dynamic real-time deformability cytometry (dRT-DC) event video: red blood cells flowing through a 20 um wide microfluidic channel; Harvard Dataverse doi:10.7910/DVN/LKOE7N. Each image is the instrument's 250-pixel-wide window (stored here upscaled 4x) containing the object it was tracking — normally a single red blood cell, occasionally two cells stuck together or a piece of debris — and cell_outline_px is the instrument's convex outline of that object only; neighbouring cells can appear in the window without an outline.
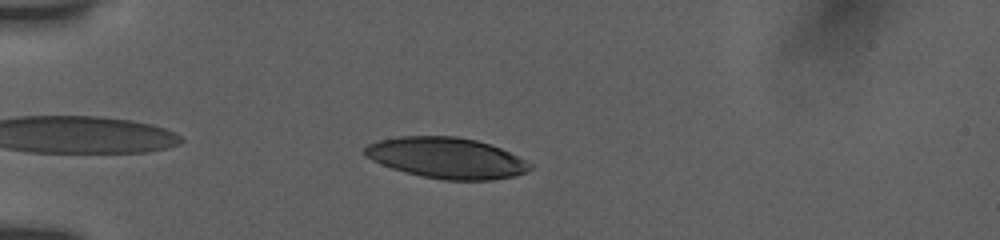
{"species": "human", "species_latin": "Homo sapiens", "temperature_condition": "room temperature", "stored_images_in_passage": 3, "camera_frame_rate_fps": 3000, "um_per_image_px": 0.085, "donor": {"sex": "female"}, "frame": {"image": 1, "passage_image": 1, "time_ms": 0.0, "image_size_px": [1000, 240], "cell_outline_px": [[532, 168], [528, 172], [512, 176], [492, 180], [444, 180], [424, 176], [392, 168], [372, 160], [364, 156], [364, 148], [368, 144], [380, 140], [400, 136], [456, 136], [476, 140], [500, 148], [532, 164]], "centroid_in_image_um": [37.95, 13.42], "position_along_channel_um": 47.0, "area_um2": 39.02}}
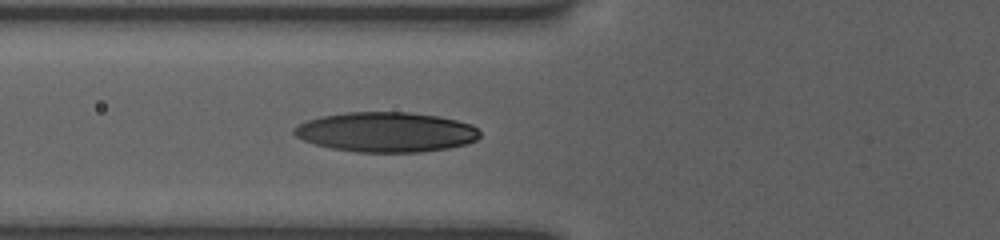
{"frame": {"image": 2, "passage_image": 3, "time_ms": 2.0, "image_size_px": [1000, 240], "cell_outline_px": [[480, 136], [476, 140], [468, 144], [448, 148], [420, 152], [356, 152], [332, 148], [316, 144], [304, 140], [296, 136], [292, 132], [292, 128], [308, 120], [320, 116], [348, 112], [408, 112], [436, 116], [456, 120], [472, 124], [480, 132]], "centroid_in_image_um": [32.83, 11.22], "position_along_channel_um": 93.0, "area_um2": 43.18}}